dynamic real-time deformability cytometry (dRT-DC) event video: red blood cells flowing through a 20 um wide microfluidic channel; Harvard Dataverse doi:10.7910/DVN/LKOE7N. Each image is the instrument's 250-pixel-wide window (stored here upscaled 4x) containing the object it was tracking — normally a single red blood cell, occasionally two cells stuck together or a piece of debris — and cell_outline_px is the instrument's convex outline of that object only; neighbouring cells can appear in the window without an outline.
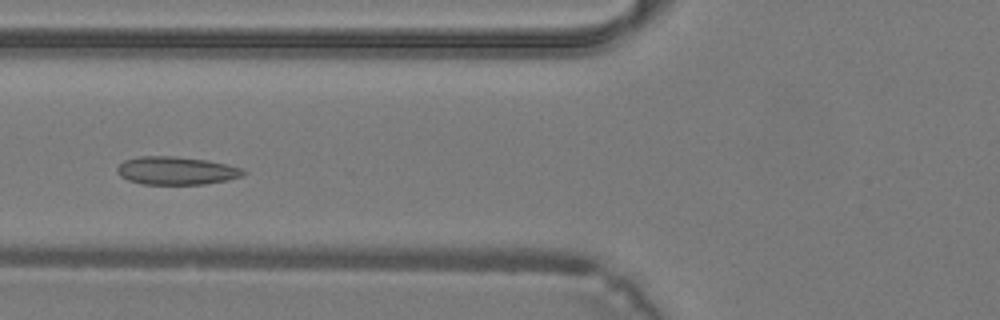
{"species": "common noctule bat (a hibernating species)", "species_latin": "Nyctalus noctula", "temperature_condition": "warm", "stored_images_in_passage": 14, "camera_frame_rate_fps": 3000, "um_per_image_px": 0.085, "animal": {"sex": "male", "body_mass_g": 19.2, "forearm_length_mm": 51.8}, "frame": {"image": 1, "passage_image": 10, "time_ms": 3.0, "image_size_px": [1000, 320], "cell_outline_px": [[248, 172], [244, 176], [228, 180], [204, 184], [144, 184], [128, 180], [120, 176], [116, 172], [116, 168], [124, 160], [140, 156], [176, 156], [208, 160], [228, 164], [244, 168]], "centroid_in_image_um": [15.04, 14.5], "position_along_channel_um": 110.8, "area_um2": 20.92}}
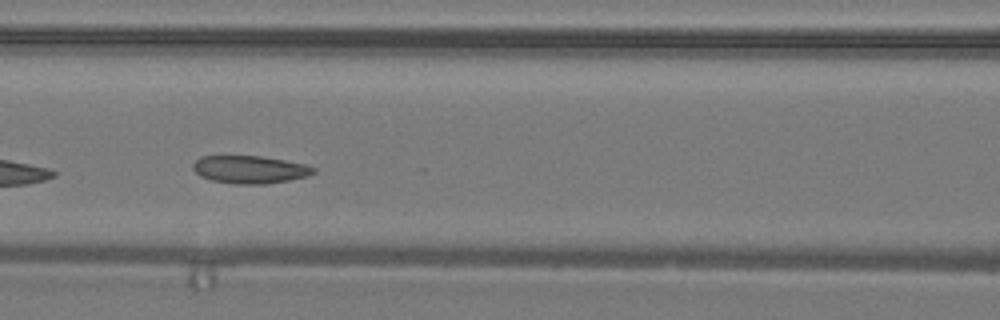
{"frame": {"image": 2, "passage_image": 12, "time_ms": 3.667, "image_size_px": [1000, 320], "cell_outline_px": [[316, 172], [308, 176], [288, 180], [264, 184], [232, 184], [212, 180], [200, 176], [192, 168], [192, 164], [200, 156], [260, 156], [284, 160], [304, 164], [316, 168]], "centroid_in_image_um": [21.22, 14.41], "position_along_channel_um": 145.4, "area_um2": 19.48}}